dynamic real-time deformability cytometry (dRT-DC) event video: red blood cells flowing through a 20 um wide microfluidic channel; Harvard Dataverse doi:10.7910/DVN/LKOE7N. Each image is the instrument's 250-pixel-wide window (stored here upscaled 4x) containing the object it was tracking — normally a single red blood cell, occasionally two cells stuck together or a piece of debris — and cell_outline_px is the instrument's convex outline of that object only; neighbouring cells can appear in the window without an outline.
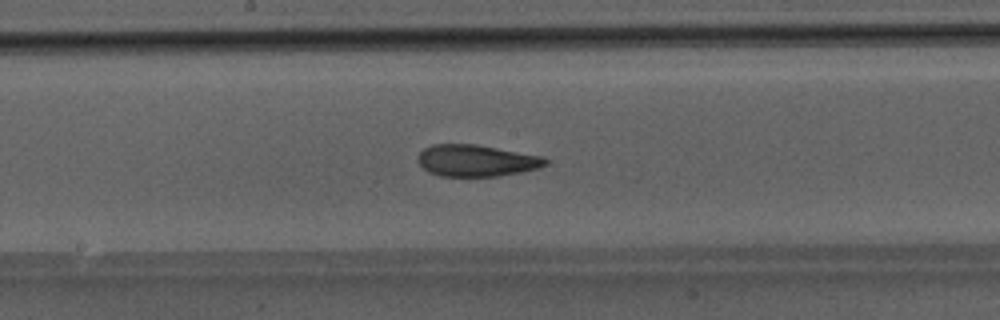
{"species": "Egyptian fruit bat (a non-hibernating species)", "species_latin": "Rousettus aegyptiacus", "temperature_condition": "room temperature", "stored_images_in_passage": 46, "camera_frame_rate_fps": 3000, "um_per_image_px": 0.085, "animal": {"sex": "male"}, "frame": {"image": 1, "passage_image": 23, "time_ms": 7.333, "image_size_px": [1000, 320], "cell_outline_px": [[548, 164], [524, 172], [500, 176], [440, 176], [428, 172], [416, 160], [420, 152], [424, 148], [432, 144], [476, 144], [544, 156], [548, 160]], "centroid_in_image_um": [40.5, 13.65], "position_along_channel_um": 207.7, "area_um2": 23.76}}
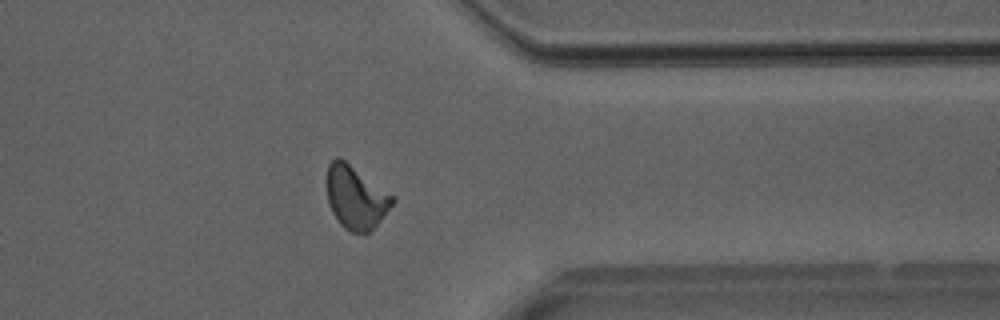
{"frame": {"image": 2, "passage_image": 36, "time_ms": 11.667, "image_size_px": [1000, 320], "cell_outline_px": [[396, 200], [380, 220], [364, 236], [352, 232], [344, 228], [340, 224], [332, 212], [328, 204], [328, 164], [336, 156], [340, 156], [396, 196]], "centroid_in_image_um": [30.27, 16.77], "position_along_channel_um": 381.1, "area_um2": 24.39}}
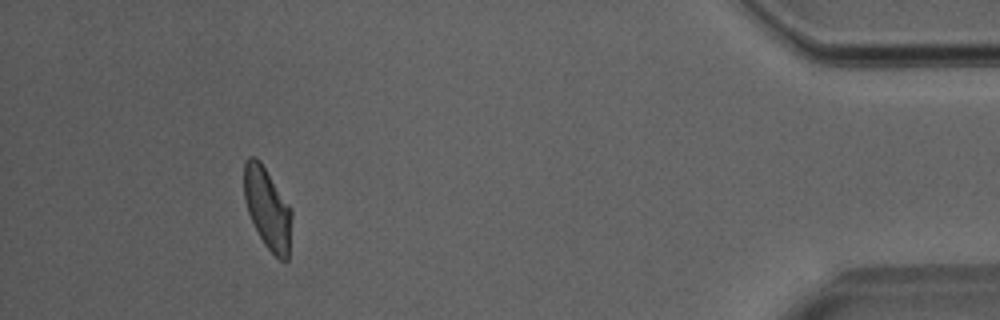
{"frame": {"image": 3, "passage_image": 42, "time_ms": 13.667, "image_size_px": [1000, 320], "cell_outline_px": [[292, 216], [288, 260], [280, 260], [264, 244], [248, 212], [244, 200], [244, 164], [248, 156], [256, 156], [260, 160], [292, 208]], "centroid_in_image_um": [22.74, 17.67], "position_along_channel_um": 412.5, "area_um2": 22.6}}